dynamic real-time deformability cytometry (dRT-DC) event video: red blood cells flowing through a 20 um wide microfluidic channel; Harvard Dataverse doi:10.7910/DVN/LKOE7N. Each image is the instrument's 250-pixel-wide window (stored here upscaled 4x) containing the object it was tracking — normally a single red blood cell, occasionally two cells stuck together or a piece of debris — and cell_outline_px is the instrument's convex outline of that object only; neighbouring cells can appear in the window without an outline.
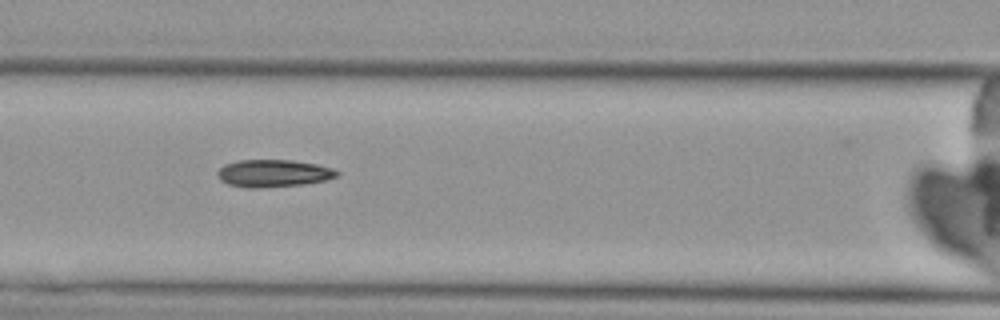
{"species": "Egyptian fruit bat (a non-hibernating species)", "species_latin": "Rousettus aegyptiacus", "temperature_condition": "cold", "stored_images_in_passage": 6, "camera_frame_rate_fps": 3000, "um_per_image_px": 0.085, "animal": {"sex": "female"}, "frame": {"image": 1, "passage_image": 3, "time_ms": 2.0, "image_size_px": [1000, 320], "cell_outline_px": [[340, 176], [324, 180], [304, 184], [256, 188], [248, 188], [228, 184], [220, 180], [216, 176], [216, 172], [224, 164], [240, 160], [292, 160], [316, 164], [332, 168], [340, 172]], "centroid_in_image_um": [23.22, 14.73], "position_along_channel_um": 143.4, "area_um2": 19.13}}
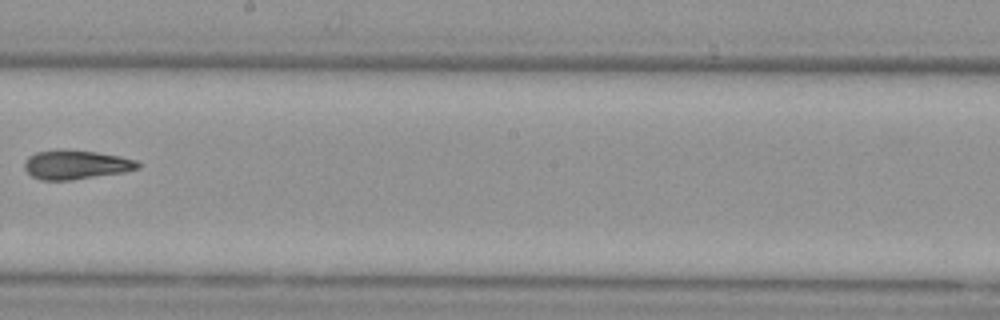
{"frame": {"image": 2, "passage_image": 5, "time_ms": 4.667, "image_size_px": [1000, 320], "cell_outline_px": [[140, 168], [124, 172], [72, 180], [40, 180], [32, 176], [24, 168], [24, 160], [28, 156], [36, 152], [60, 148], [96, 152], [120, 156], [136, 160], [140, 164]], "centroid_in_image_um": [6.43, 13.98], "position_along_channel_um": 241.8, "area_um2": 19.48}}
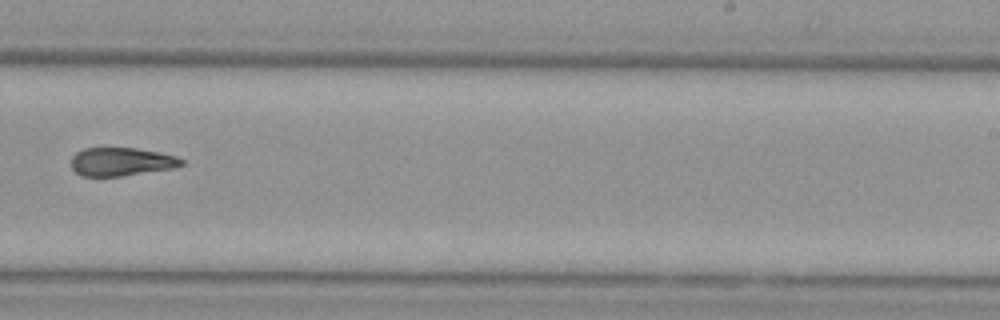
{"frame": {"image": 3, "passage_image": 6, "time_ms": 5.667, "image_size_px": [1000, 320], "cell_outline_px": [[184, 164], [176, 168], [120, 176], [80, 176], [72, 168], [72, 156], [76, 152], [84, 148], [136, 148], [160, 152], [176, 156], [184, 160]], "centroid_in_image_um": [10.34, 13.74], "position_along_channel_um": 278.7, "area_um2": 18.32}}